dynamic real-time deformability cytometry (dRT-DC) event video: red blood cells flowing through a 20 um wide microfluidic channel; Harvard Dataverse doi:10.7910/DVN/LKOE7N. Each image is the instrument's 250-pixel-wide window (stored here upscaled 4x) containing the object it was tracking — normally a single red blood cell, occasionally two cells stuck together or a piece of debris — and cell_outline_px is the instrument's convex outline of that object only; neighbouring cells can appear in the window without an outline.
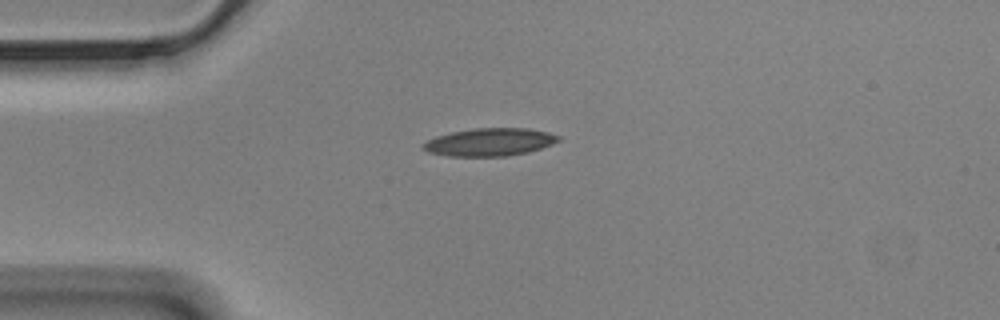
{"species": "Egyptian fruit bat (a non-hibernating species)", "species_latin": "Rousettus aegyptiacus", "temperature_condition": "cold", "stored_images_in_passage": 36, "camera_frame_rate_fps": 3000, "um_per_image_px": 0.085, "animal": {"sex": "male"}, "frame": {"image": 1, "passage_image": 1, "time_ms": 0.0, "image_size_px": [1000, 320], "cell_outline_px": [[560, 140], [552, 144], [528, 152], [504, 156], [448, 156], [428, 152], [420, 148], [420, 144], [436, 136], [452, 132], [472, 128], [528, 128], [548, 132], [560, 136]], "centroid_in_image_um": [41.59, 12.07], "position_along_channel_um": 43.4, "area_um2": 21.96}}
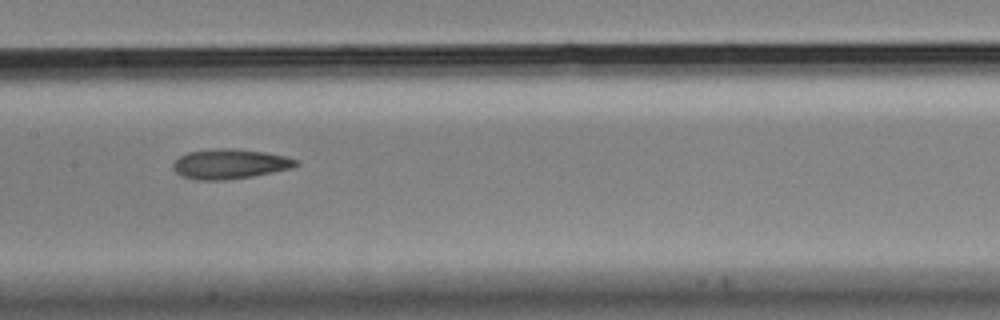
{"frame": {"image": 2, "passage_image": 15, "time_ms": 4.667, "image_size_px": [1000, 320], "cell_outline_px": [[300, 164], [292, 168], [252, 176], [224, 180], [196, 180], [180, 176], [172, 168], [172, 164], [180, 156], [188, 152], [220, 148], [232, 148], [264, 152], [288, 156], [300, 160]], "centroid_in_image_um": [19.56, 13.94], "position_along_channel_um": 187.8, "area_um2": 21.5}}
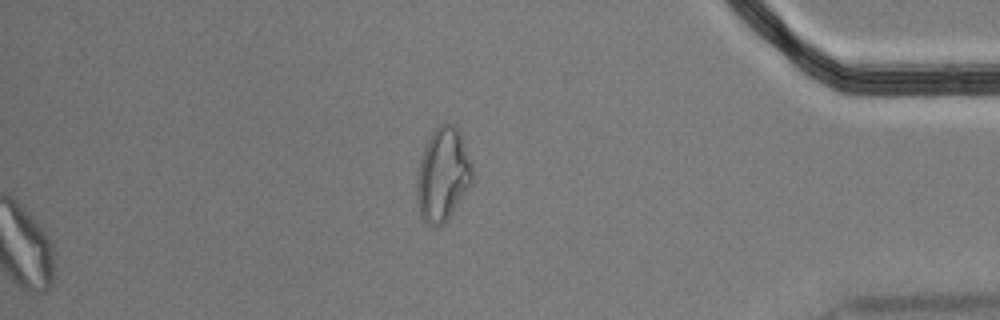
{"frame": {"image": 3, "passage_image": 36, "time_ms": 11.667, "image_size_px": [1000, 320], "cell_outline_px": [[472, 180], [448, 220], [444, 224], [436, 228], [432, 228], [420, 216], [416, 200], [416, 180], [420, 160], [424, 148], [428, 140], [436, 128], [440, 124], [452, 124], [460, 132], [472, 164]], "centroid_in_image_um": [37.61, 14.9], "position_along_channel_um": 397.6, "area_um2": 30.11}, "authors_computed_cell_mechanics": {"area_um2": 21.386, "velocity_mm_per_s": 3.483, "shape_relaxation_time_tau1_ms": null, "shape_relaxation_time_tau2_ms": 4.2331, "deformation_change_tau1": null, "deformation_change_tau2": 0.1238}}